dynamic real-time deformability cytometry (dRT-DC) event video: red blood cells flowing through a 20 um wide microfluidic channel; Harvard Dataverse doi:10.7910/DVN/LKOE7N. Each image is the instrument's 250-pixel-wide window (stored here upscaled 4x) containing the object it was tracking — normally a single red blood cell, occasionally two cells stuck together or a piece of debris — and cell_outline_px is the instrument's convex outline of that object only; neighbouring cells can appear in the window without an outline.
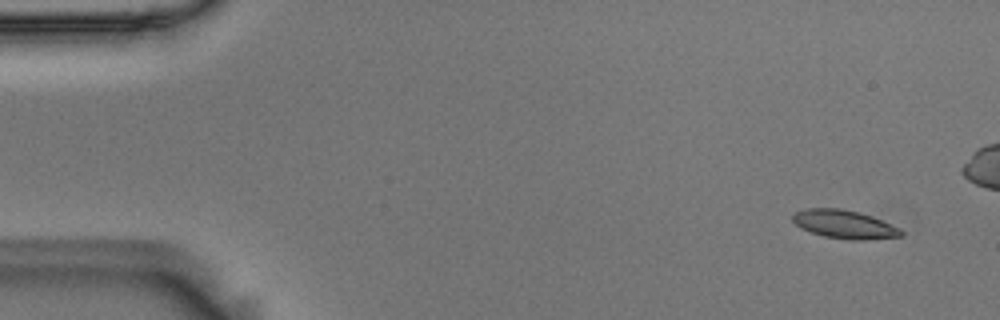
{"species": "Egyptian fruit bat (a non-hibernating species)", "species_latin": "Rousettus aegyptiacus", "temperature_condition": "room temperature", "stored_images_in_passage": 8, "camera_frame_rate_fps": 3000, "um_per_image_px": 0.085, "animal": {"sex": "male"}, "frame": {"image": 1, "passage_image": 1, "time_ms": 0.0, "image_size_px": [1000, 320], "cell_outline_px": [[904, 236], [864, 240], [848, 240], [824, 236], [800, 228], [792, 220], [792, 216], [796, 212], [804, 208], [840, 208], [860, 212], [872, 216], [900, 228], [904, 232]], "centroid_in_image_um": [71.79, 19.06], "position_along_channel_um": 13.2, "area_um2": 18.09}}
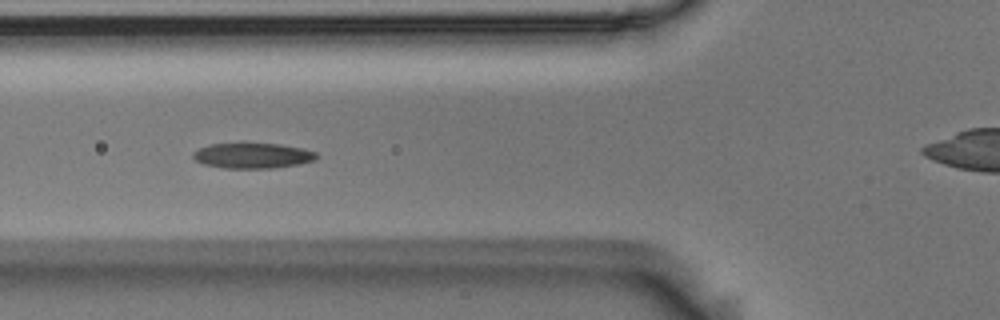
{"frame": {"image": 2, "passage_image": 6, "time_ms": 1.667, "image_size_px": [1000, 320], "cell_outline_px": [[320, 156], [312, 160], [296, 164], [272, 168], [224, 168], [204, 164], [196, 160], [192, 156], [192, 152], [208, 144], [244, 140], [280, 144], [304, 148], [316, 152]], "centroid_in_image_um": [21.43, 13.17], "position_along_channel_um": 104.4, "area_um2": 19.07}}
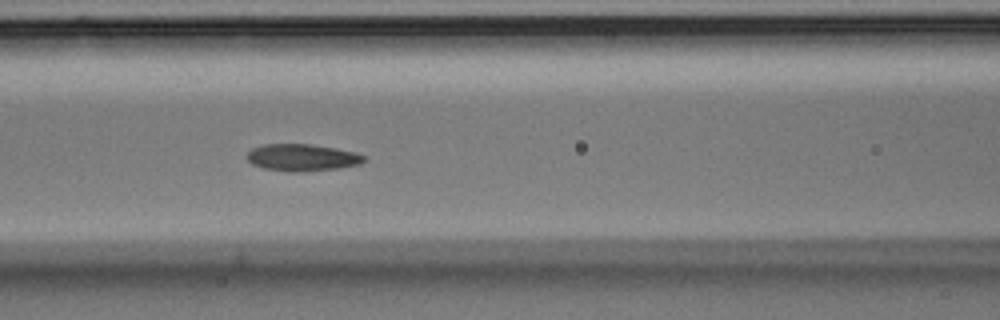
{"frame": {"image": 3, "passage_image": 7, "time_ms": 2.0, "image_size_px": [1000, 320], "cell_outline_px": [[364, 160], [360, 164], [340, 168], [300, 172], [288, 172], [264, 168], [252, 164], [244, 156], [252, 148], [264, 144], [312, 144], [336, 148], [356, 152], [364, 156]], "centroid_in_image_um": [25.66, 13.39], "position_along_channel_um": 140.9, "area_um2": 18.55}}